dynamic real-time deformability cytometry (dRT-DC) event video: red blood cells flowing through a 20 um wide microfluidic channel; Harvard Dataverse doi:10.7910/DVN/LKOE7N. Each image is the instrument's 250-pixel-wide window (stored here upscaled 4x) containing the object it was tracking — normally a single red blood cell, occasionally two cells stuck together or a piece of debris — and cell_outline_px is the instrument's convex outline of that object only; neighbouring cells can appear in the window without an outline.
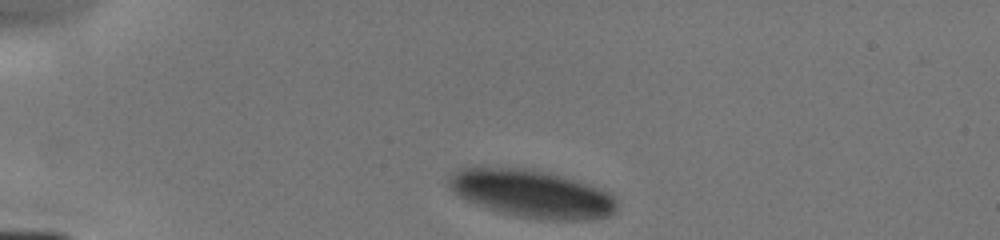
{"species": "human", "species_latin": "Homo sapiens", "temperature_condition": "cold", "stored_images_in_passage": 5, "camera_frame_rate_fps": 3000, "um_per_image_px": 0.085, "donor": {"sex": "male"}, "frame": {"image": 1, "passage_image": 1, "time_ms": 0.0, "image_size_px": [1000, 240], "cell_outline_px": [[620, 204], [616, 212], [608, 216], [592, 220], [548, 220], [516, 216], [500, 212], [476, 204], [460, 196], [448, 184], [448, 180], [452, 172], [460, 168], [524, 168], [544, 172], [560, 176], [612, 192], [616, 196]], "centroid_in_image_um": [45.3, 16.49], "position_along_channel_um": 39.7, "area_um2": 46.53}}
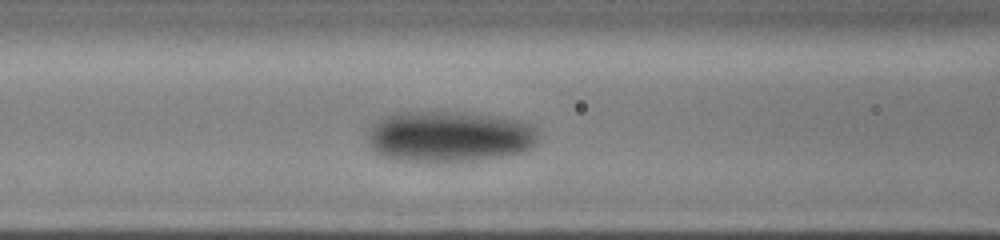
{"frame": {"image": 2, "passage_image": 5, "time_ms": 3.333, "image_size_px": [1000, 240], "cell_outline_px": [[536, 144], [532, 148], [524, 152], [500, 156], [472, 160], [392, 160], [380, 156], [368, 144], [368, 128], [376, 120], [384, 116], [396, 112], [464, 112], [520, 120], [536, 128]], "centroid_in_image_um": [38.13, 11.58], "position_along_channel_um": 128.5, "area_um2": 50.58}}